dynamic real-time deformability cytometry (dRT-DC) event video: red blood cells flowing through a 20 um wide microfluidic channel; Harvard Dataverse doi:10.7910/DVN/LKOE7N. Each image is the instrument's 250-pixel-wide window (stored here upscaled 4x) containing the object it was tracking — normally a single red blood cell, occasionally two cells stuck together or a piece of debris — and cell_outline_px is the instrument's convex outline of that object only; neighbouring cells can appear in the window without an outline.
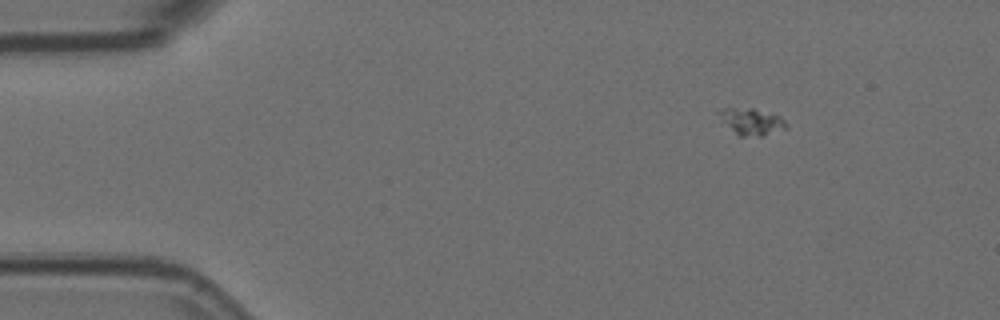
{"species": "Egyptian fruit bat (a non-hibernating species)", "species_latin": "Rousettus aegyptiacus", "temperature_condition": "room temperature", "stored_images_in_passage": 58, "camera_frame_rate_fps": 3000, "um_per_image_px": 0.085, "animal": {"sex": "female"}, "frame": {"image": 1, "passage_image": 9, "time_ms": 2.667, "image_size_px": [1000, 320], "cell_outline_px": [[788, 128], [764, 136], [736, 136], [716, 112], [720, 108], [752, 108], [780, 116], [784, 120]], "centroid_in_image_um": [63.87, 10.35], "position_along_channel_um": 21.1, "area_um2": 10.52}}
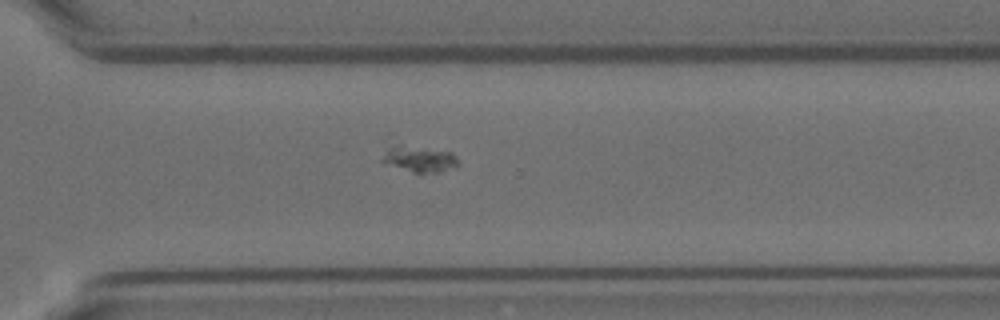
{"frame": {"image": 2, "passage_image": 42, "time_ms": 13.667, "image_size_px": [1000, 320], "cell_outline_px": [[460, 164], [440, 172], [412, 172], [380, 160], [392, 148], [452, 152], [456, 156]], "centroid_in_image_um": [35.79, 13.6], "position_along_channel_um": 334.8, "area_um2": 10.0}}
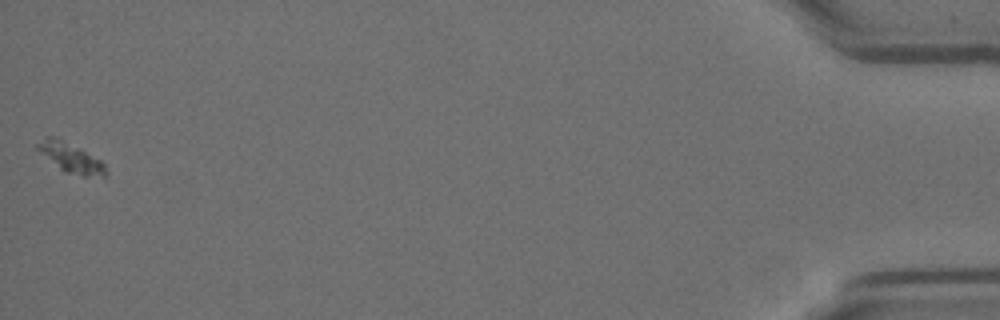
{"frame": {"image": 3, "passage_image": 58, "time_ms": 19.0, "image_size_px": [1000, 320], "cell_outline_px": [[108, 172], [104, 176], [84, 176], [64, 172], [36, 148], [36, 144], [44, 136], [60, 136], [100, 160], [104, 164]], "centroid_in_image_um": [6.0, 13.36], "position_along_channel_um": 429.2, "area_um2": 11.85}}